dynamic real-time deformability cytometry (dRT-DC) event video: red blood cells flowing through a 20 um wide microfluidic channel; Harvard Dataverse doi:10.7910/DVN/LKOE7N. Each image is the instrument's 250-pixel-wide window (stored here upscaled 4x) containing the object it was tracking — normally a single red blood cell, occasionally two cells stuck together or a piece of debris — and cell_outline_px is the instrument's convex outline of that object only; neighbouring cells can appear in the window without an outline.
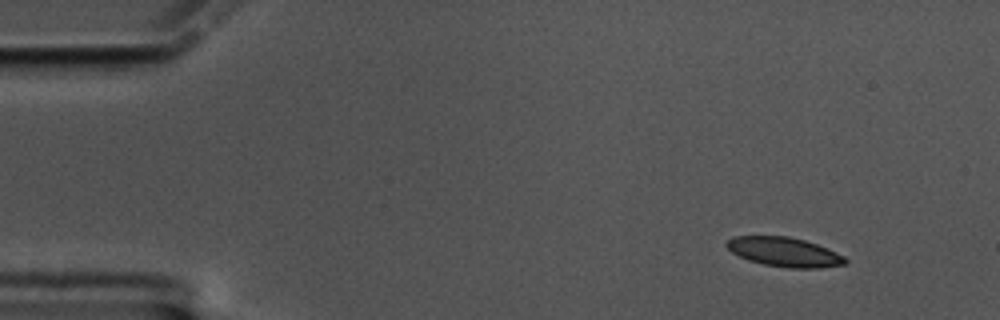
{"species": "common noctule bat (a hibernating species)", "species_latin": "Nyctalus noctula", "temperature_condition": "cold", "stored_images_in_passage": 54, "camera_frame_rate_fps": 3000, "um_per_image_px": 0.085, "animal": {"sex": "male", "body_mass_g": 17.5, "forearm_length_mm": 52.3}, "frame": {"image": 1, "passage_image": 1, "time_ms": 0.0, "image_size_px": [1000, 320], "cell_outline_px": [[848, 260], [844, 264], [820, 268], [788, 268], [764, 264], [748, 260], [732, 252], [724, 244], [732, 236], [788, 236], [804, 240], [816, 244], [836, 252], [844, 256]], "centroid_in_image_um": [66.65, 21.42], "position_along_channel_um": 18.3, "area_um2": 20.17}}
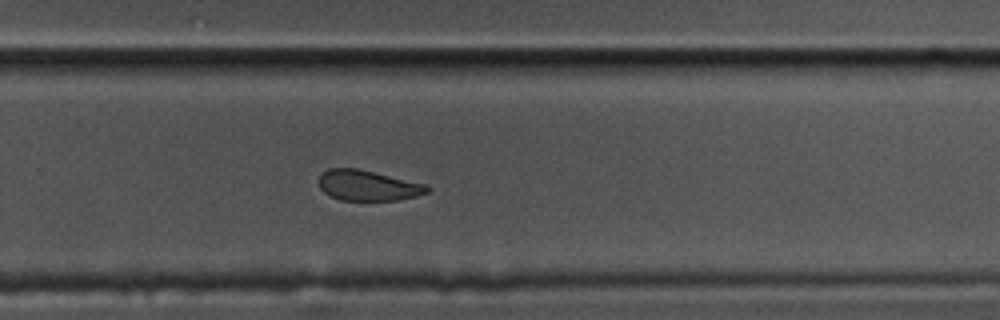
{"frame": {"image": 2, "passage_image": 34, "time_ms": 11.0, "image_size_px": [1000, 320], "cell_outline_px": [[432, 188], [428, 192], [416, 196], [396, 200], [340, 200], [324, 192], [320, 188], [320, 176], [328, 168], [356, 168], [428, 184]], "centroid_in_image_um": [31.32, 15.76], "position_along_channel_um": 298.5, "area_um2": 19.13}}
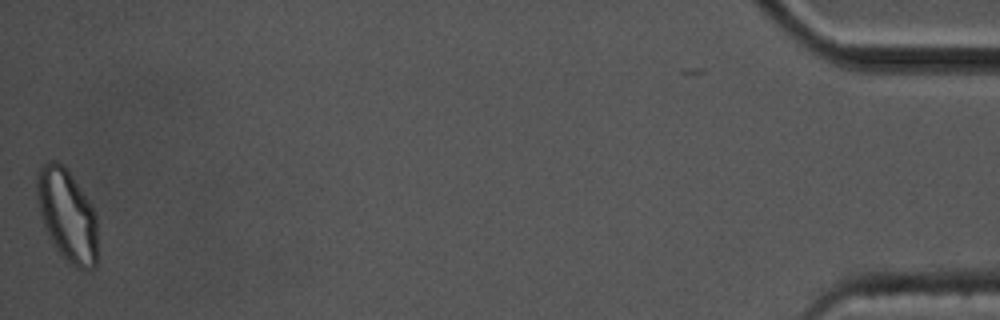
{"frame": {"image": 3, "passage_image": 54, "time_ms": 17.667, "image_size_px": [1000, 320], "cell_outline_px": [[96, 264], [92, 268], [84, 272], [76, 268], [56, 248], [48, 236], [44, 228], [40, 216], [36, 196], [36, 172], [48, 160], [56, 160], [64, 164], [88, 200], [96, 216]], "centroid_in_image_um": [5.67, 18.27], "position_along_channel_um": 429.5, "area_um2": 32.66}, "authors_computed_cell_mechanics": {"area_um2": 20.9814, "velocity_mm_per_s": 3.3873, "shape_relaxation_time_tau1_ms": 10.3408, "shape_relaxation_time_tau2_ms": 2.8433, "deformation_change_tau1": 0.1636, "deformation_change_tau2": 0.0841}}